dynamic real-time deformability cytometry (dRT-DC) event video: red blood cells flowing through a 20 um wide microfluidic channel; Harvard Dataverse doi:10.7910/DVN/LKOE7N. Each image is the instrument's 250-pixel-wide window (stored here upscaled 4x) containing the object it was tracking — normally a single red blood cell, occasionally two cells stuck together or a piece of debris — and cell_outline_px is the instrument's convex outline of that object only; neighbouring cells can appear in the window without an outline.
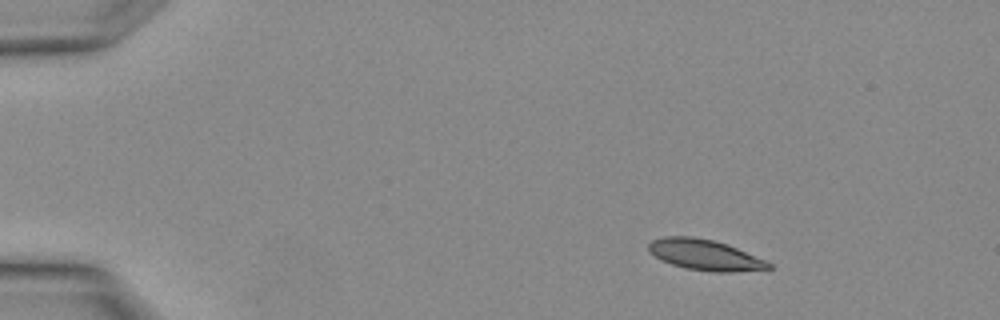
{"species": "Egyptian fruit bat (a non-hibernating species)", "species_latin": "Rousettus aegyptiacus", "temperature_condition": "warm", "stored_images_in_passage": 3, "camera_frame_rate_fps": 3000, "um_per_image_px": 0.085, "animal": {"sex": "female"}, "frame": {"image": 1, "passage_image": 2, "time_ms": 0.333, "image_size_px": [1000, 320], "cell_outline_px": [[772, 268], [728, 272], [716, 272], [688, 268], [672, 264], [660, 260], [648, 248], [648, 244], [652, 240], [664, 236], [692, 236], [712, 240], [728, 244], [764, 260], [772, 264]], "centroid_in_image_um": [59.9, 21.65], "position_along_channel_um": 25.1, "area_um2": 21.1}}